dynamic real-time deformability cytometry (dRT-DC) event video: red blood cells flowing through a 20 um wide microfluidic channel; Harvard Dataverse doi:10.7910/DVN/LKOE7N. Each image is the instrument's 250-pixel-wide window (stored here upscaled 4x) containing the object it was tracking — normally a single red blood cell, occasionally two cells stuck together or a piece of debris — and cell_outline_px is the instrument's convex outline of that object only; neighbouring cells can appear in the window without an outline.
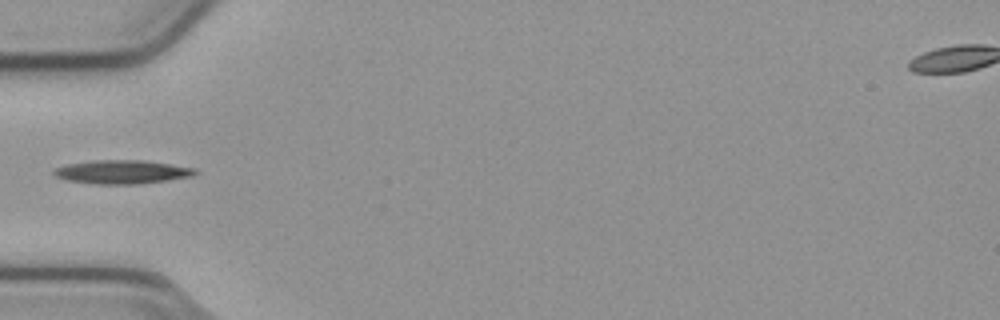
{"species": "common noctule bat (a hibernating species)", "species_latin": "Nyctalus noctula", "temperature_condition": "cold", "stored_images_in_passage": 37, "camera_frame_rate_fps": 3000, "um_per_image_px": 0.085, "animal": {"sex": "male", "body_mass_g": 23.1, "forearm_length_mm": 52.7}, "frame": {"image": 1, "passage_image": 1, "time_ms": 0.0, "image_size_px": [1000, 320], "cell_outline_px": [[200, 172], [196, 176], [140, 184], [92, 184], [64, 180], [56, 176], [52, 172], [56, 168], [68, 164], [92, 160], [140, 160], [196, 168]], "centroid_in_image_um": [10.4, 14.62], "position_along_channel_um": 74.6, "area_um2": 19.65}}
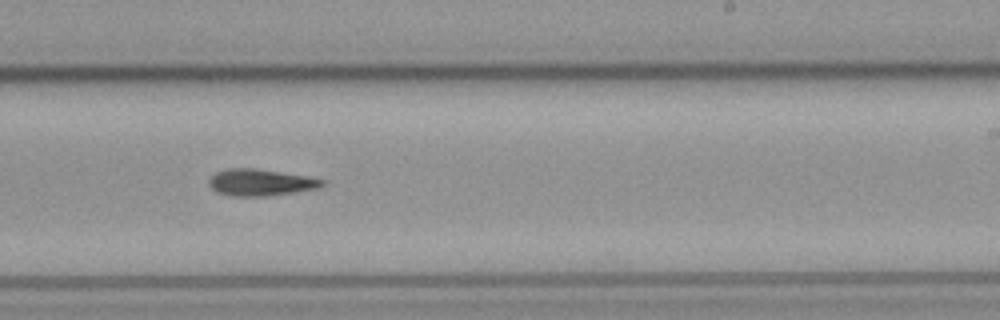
{"frame": {"image": 2, "passage_image": 16, "time_ms": 5.0, "image_size_px": [1000, 320], "cell_outline_px": [[324, 184], [320, 188], [268, 196], [232, 196], [216, 192], [208, 184], [208, 180], [216, 172], [228, 168], [256, 168], [308, 176], [324, 180]], "centroid_in_image_um": [22.14, 15.5], "position_along_channel_um": 266.9, "area_um2": 17.69}}
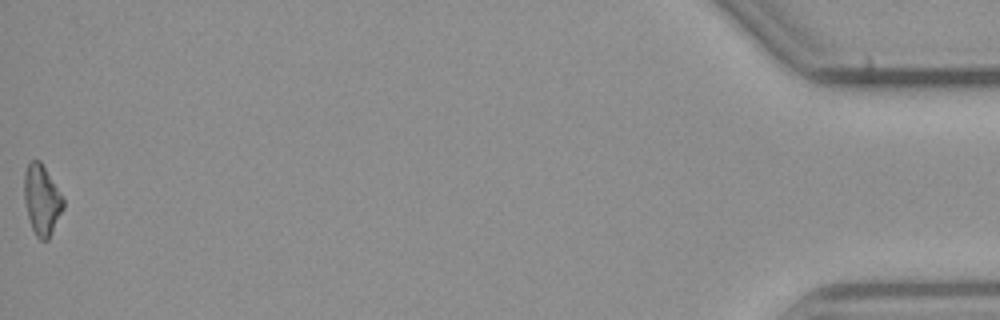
{"frame": {"image": 3, "passage_image": 37, "time_ms": 12.0, "image_size_px": [1000, 320], "cell_outline_px": [[64, 208], [48, 240], [40, 240], [36, 236], [32, 228], [28, 216], [24, 200], [24, 172], [28, 164], [32, 160], [40, 160], [64, 200]], "centroid_in_image_um": [3.54, 17.0], "position_along_channel_um": 431.7, "area_um2": 15.78}}